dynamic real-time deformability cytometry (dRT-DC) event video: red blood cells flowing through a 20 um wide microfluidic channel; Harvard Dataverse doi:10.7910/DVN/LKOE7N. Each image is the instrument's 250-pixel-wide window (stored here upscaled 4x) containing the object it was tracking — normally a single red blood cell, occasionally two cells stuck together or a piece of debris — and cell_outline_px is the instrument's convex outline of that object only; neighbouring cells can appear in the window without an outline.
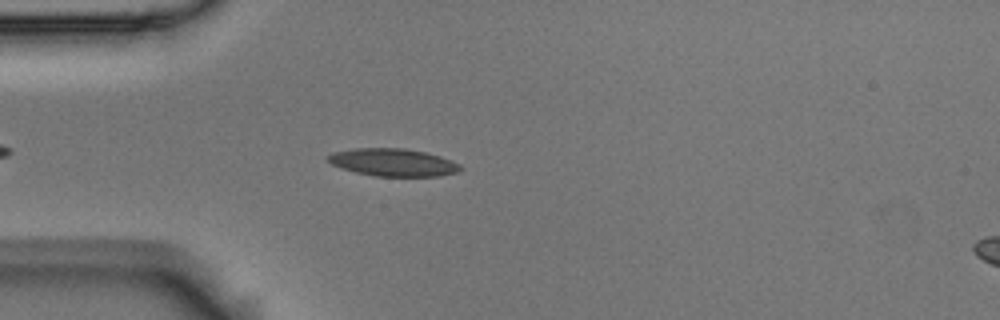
{"species": "Egyptian fruit bat (a non-hibernating species)", "species_latin": "Rousettus aegyptiacus", "temperature_condition": "room temperature", "stored_images_in_passage": 46, "camera_frame_rate_fps": 3000, "um_per_image_px": 0.085, "animal": {"sex": "male"}, "frame": {"image": 1, "passage_image": 6, "time_ms": 1.667, "image_size_px": [1000, 320], "cell_outline_px": [[464, 168], [456, 172], [440, 176], [376, 176], [356, 172], [340, 168], [332, 164], [324, 156], [332, 152], [352, 148], [404, 148], [424, 152], [440, 156], [452, 160], [460, 164]], "centroid_in_image_um": [33.39, 13.79], "position_along_channel_um": 51.6, "area_um2": 21.44}}
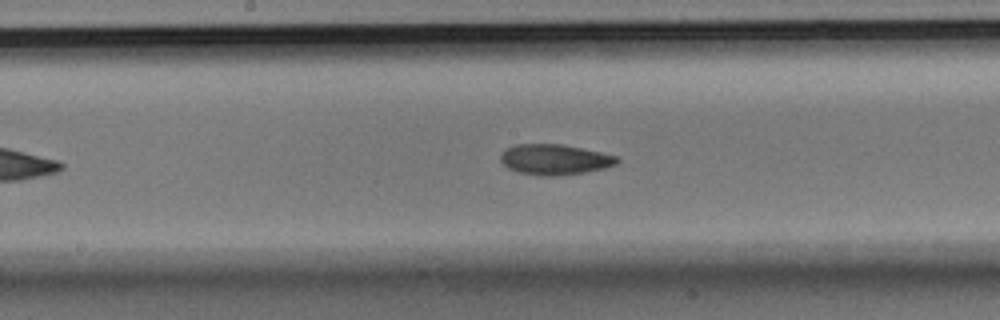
{"frame": {"image": 2, "passage_image": 19, "time_ms": 6.0, "image_size_px": [1000, 320], "cell_outline_px": [[620, 160], [616, 164], [608, 168], [584, 172], [556, 176], [540, 176], [520, 172], [508, 168], [500, 160], [500, 156], [504, 148], [516, 144], [560, 144], [600, 152], [616, 156]], "centroid_in_image_um": [47.13, 13.56], "position_along_channel_um": 201.1, "area_um2": 20.69}}
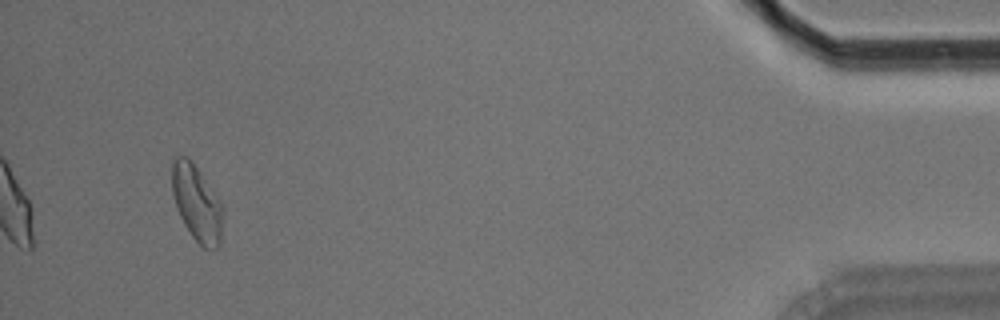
{"frame": {"image": 3, "passage_image": 43, "time_ms": 14.0, "image_size_px": [1000, 320], "cell_outline_px": [[224, 212], [220, 244], [216, 248], [204, 248], [192, 236], [184, 224], [176, 208], [172, 192], [172, 156], [184, 156], [192, 160], [224, 208]], "centroid_in_image_um": [16.72, 17.26], "position_along_channel_um": 418.5, "area_um2": 22.54}, "authors_computed_cell_mechanics": {"area_um2": 20.7502, "velocity_mm_per_s": 3.6297, "shape_relaxation_time_tau1_ms": 4.3121, "shape_relaxation_time_tau2_ms": 4.1313, "deformation_change_tau1": 0.1294, "deformation_change_tau2": 0.1031}}